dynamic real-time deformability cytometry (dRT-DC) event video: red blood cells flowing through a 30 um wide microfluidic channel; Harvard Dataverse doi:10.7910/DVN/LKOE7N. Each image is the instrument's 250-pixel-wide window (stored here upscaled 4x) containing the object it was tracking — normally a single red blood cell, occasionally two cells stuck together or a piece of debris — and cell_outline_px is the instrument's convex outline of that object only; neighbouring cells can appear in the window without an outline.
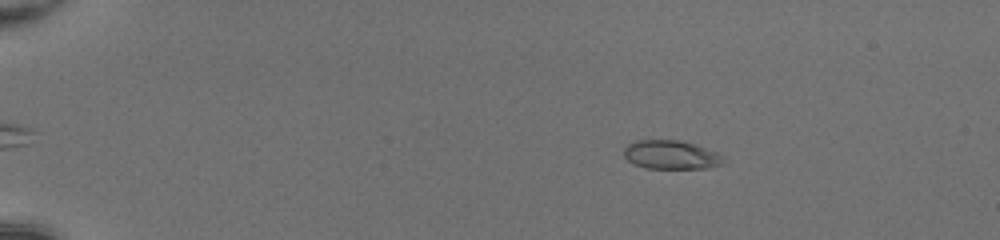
{"species": "common noctule bat (a hibernating species)", "species_latin": "Nyctalus noctula", "temperature_condition": "room temperature", "stored_images_in_passage": 47, "camera_frame_rate_fps": 3000, "um_per_image_px": 0.085, "animal": {"sex": "female", "body_mass_g": 20.0, "forearm_length_mm": 54.0}, "frame": {"image": 1, "passage_image": 5, "time_ms": 1.333, "image_size_px": [1000, 240], "cell_outline_px": [[728, 160], [724, 164], [708, 168], [644, 168], [628, 160], [624, 156], [624, 148], [628, 144], [636, 140], [680, 140], [696, 144], [720, 152]], "centroid_in_image_um": [57.13, 13.15], "position_along_channel_um": 27.9, "area_um2": 17.05}}
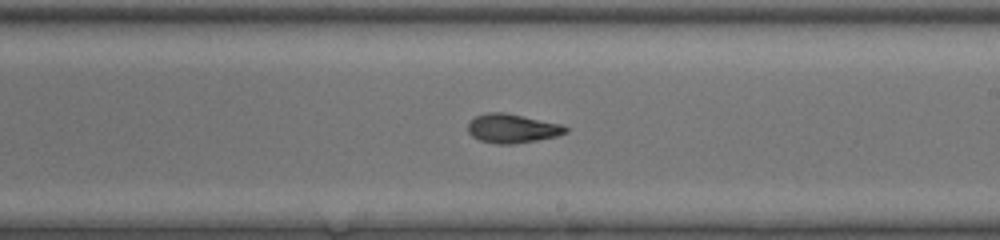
{"frame": {"image": 2, "passage_image": 28, "time_ms": 9.0, "image_size_px": [1000, 240], "cell_outline_px": [[568, 132], [556, 136], [536, 140], [512, 144], [496, 144], [480, 140], [472, 136], [468, 132], [468, 124], [476, 116], [484, 112], [504, 112], [560, 124], [568, 128]], "centroid_in_image_um": [43.52, 10.91], "position_along_channel_um": 245.5, "area_um2": 16.36}}
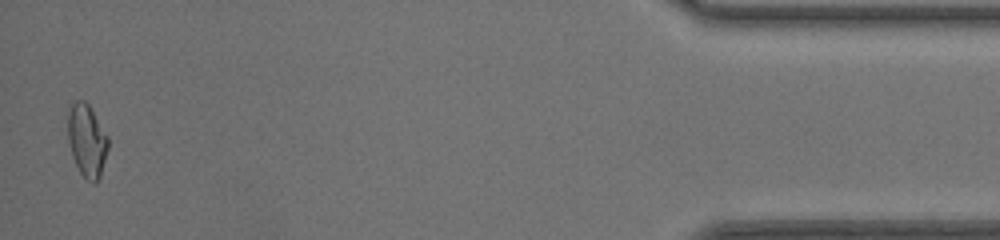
{"frame": {"image": 3, "passage_image": 46, "time_ms": 15.0, "image_size_px": [1000, 240], "cell_outline_px": [[108, 148], [100, 176], [96, 184], [92, 184], [80, 172], [72, 156], [68, 140], [68, 112], [72, 104], [76, 100], [84, 100], [88, 104], [108, 136]], "centroid_in_image_um": [7.39, 11.95], "position_along_channel_um": 427.8, "area_um2": 16.94}, "authors_computed_cell_mechanics": {"area_um2": 16.7042, "velocity_mm_per_s": 4.2405, "shape_relaxation_time_tau1_ms": null, "shape_relaxation_time_tau2_ms": 2.2511, "deformation_change_tau1": null, "deformation_change_tau2": 0.0821}}